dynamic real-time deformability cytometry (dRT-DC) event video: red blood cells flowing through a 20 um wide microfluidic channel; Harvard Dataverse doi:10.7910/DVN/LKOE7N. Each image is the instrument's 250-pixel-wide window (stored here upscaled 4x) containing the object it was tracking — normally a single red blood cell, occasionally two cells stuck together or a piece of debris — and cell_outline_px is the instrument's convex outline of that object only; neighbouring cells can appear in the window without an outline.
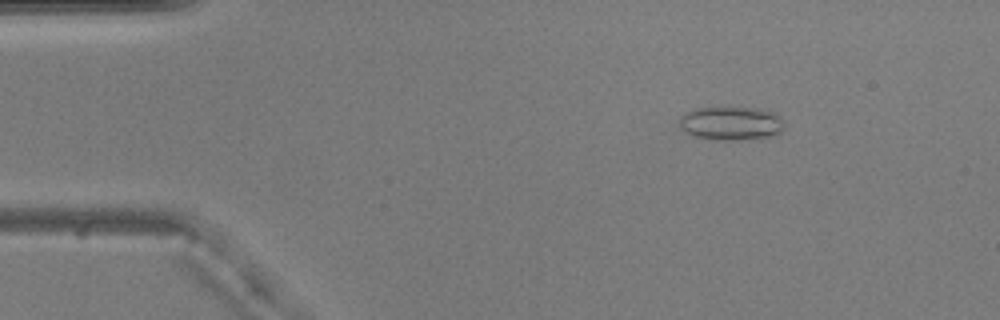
{"species": "common noctule bat (a hibernating species)", "species_latin": "Nyctalus noctula", "temperature_condition": "warm", "stored_images_in_passage": 47, "camera_frame_rate_fps": 3000, "um_per_image_px": 0.085, "animal": {"sex": "male", "body_mass_g": 20.5, "forearm_length_mm": 52.5}, "frame": {"image": 1, "passage_image": 7, "time_ms": 2.0, "image_size_px": [1000, 320], "cell_outline_px": [[784, 128], [780, 132], [772, 136], [744, 140], [712, 140], [692, 136], [680, 128], [680, 116], [684, 112], [692, 108], [768, 108], [780, 116], [784, 124]], "centroid_in_image_um": [62.14, 10.48], "position_along_channel_um": 22.9, "area_um2": 21.04}}
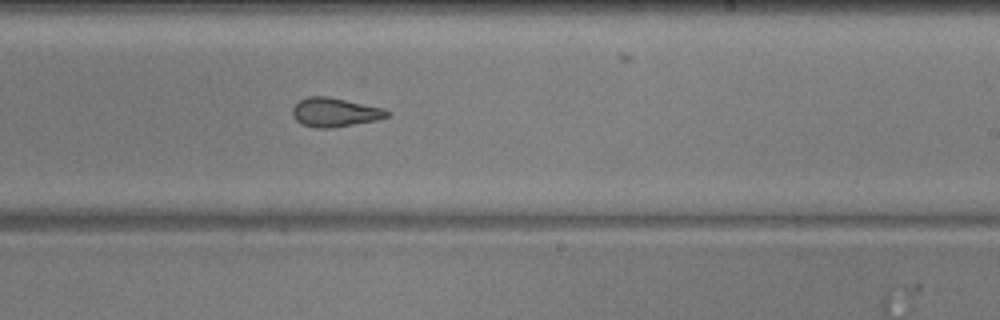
{"frame": {"image": 2, "passage_image": 32, "time_ms": 10.333, "image_size_px": [1000, 320], "cell_outline_px": [[388, 116], [376, 120], [332, 128], [316, 128], [304, 124], [296, 120], [292, 116], [292, 108], [300, 100], [308, 96], [328, 96], [384, 108], [388, 112]], "centroid_in_image_um": [28.44, 9.54], "position_along_channel_um": 260.6, "area_um2": 15.84}}
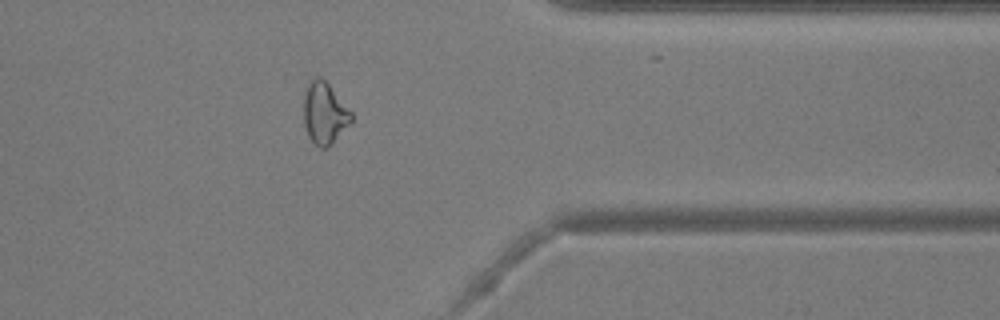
{"frame": {"image": 3, "passage_image": 43, "time_ms": 14.0, "image_size_px": [1000, 320], "cell_outline_px": [[352, 120], [332, 144], [328, 148], [320, 148], [308, 136], [304, 124], [304, 96], [308, 84], [316, 76], [320, 76], [328, 84], [352, 112]], "centroid_in_image_um": [27.58, 9.64], "position_along_channel_um": 383.8, "area_um2": 16.88}, "authors_computed_cell_mechanics": {"area_um2": 16.5886, "velocity_mm_per_s": 3.7157, "shape_relaxation_time_tau1_ms": 8.7897, "shape_relaxation_time_tau2_ms": 1.8145, "deformation_change_tau1": 0.1987, "deformation_change_tau2": 0.084}}